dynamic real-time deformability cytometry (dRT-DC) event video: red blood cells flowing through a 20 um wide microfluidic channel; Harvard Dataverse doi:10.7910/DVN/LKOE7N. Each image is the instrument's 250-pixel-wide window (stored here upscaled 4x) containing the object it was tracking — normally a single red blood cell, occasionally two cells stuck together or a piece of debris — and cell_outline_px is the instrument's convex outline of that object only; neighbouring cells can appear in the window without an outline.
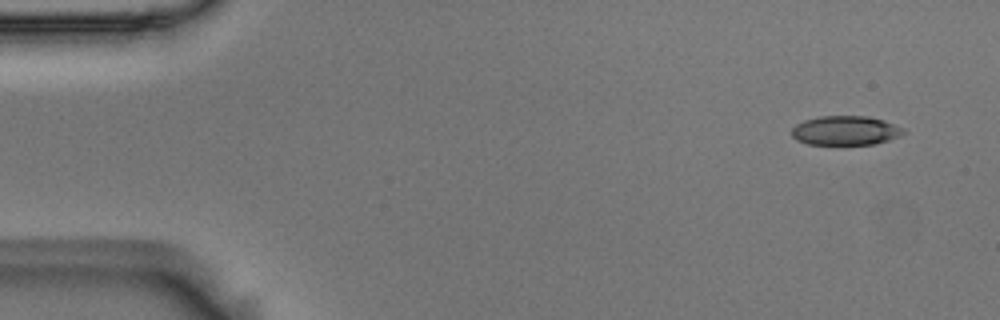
{"species": "Egyptian fruit bat (a non-hibernating species)", "species_latin": "Rousettus aegyptiacus", "temperature_condition": "room temperature", "stored_images_in_passage": 3, "camera_frame_rate_fps": 3000, "um_per_image_px": 0.085, "animal": {"sex": "male"}, "frame": {"image": 1, "passage_image": 1, "time_ms": 0.0, "image_size_px": [1000, 320], "cell_outline_px": [[904, 132], [900, 136], [888, 140], [872, 144], [808, 144], [796, 140], [792, 136], [792, 128], [796, 124], [804, 120], [820, 116], [868, 116], [884, 120], [904, 128]], "centroid_in_image_um": [71.85, 11.09], "position_along_channel_um": 13.1, "area_um2": 19.02}}